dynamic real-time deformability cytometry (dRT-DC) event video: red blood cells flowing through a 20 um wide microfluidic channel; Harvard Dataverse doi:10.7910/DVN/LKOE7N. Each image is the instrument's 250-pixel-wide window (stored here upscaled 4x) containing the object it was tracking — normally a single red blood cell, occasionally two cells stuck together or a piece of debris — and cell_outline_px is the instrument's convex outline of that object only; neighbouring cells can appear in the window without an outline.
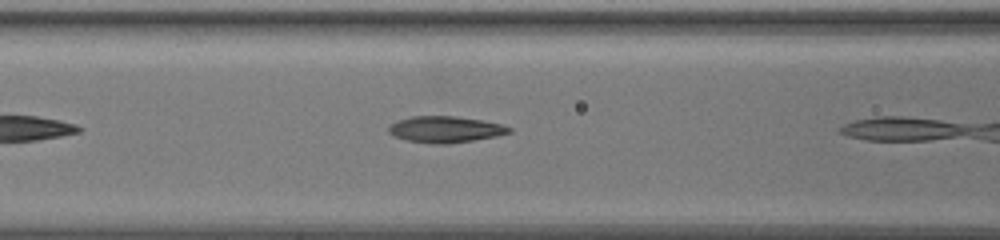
{"species": "common noctule bat (a hibernating species)", "species_latin": "Nyctalus noctula", "temperature_condition": "warm", "stored_images_in_passage": 8, "camera_frame_rate_fps": 3000, "um_per_image_px": 0.085, "animal": {"sex": "female", "body_mass_g": 19.5, "forearm_length_mm": 54.1}, "frame": {"image": 1, "passage_image": 7, "time_ms": 2.0, "image_size_px": [1000, 240], "cell_outline_px": [[512, 132], [496, 136], [448, 144], [432, 144], [408, 140], [396, 136], [388, 132], [388, 128], [392, 124], [400, 120], [412, 116], [456, 116], [480, 120], [500, 124], [512, 128]], "centroid_in_image_um": [37.87, 11.0], "position_along_channel_um": 128.7, "area_um2": 18.21}}